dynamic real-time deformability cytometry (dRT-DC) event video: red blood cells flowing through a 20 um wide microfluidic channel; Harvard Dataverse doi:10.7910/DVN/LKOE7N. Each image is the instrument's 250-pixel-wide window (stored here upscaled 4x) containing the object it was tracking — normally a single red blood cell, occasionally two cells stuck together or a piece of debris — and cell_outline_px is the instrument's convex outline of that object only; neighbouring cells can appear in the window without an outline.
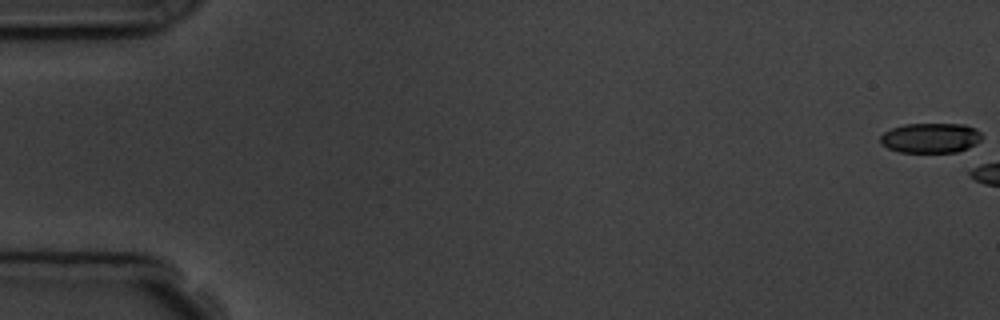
{"species": "common noctule bat (a hibernating species)", "species_latin": "Nyctalus noctula", "temperature_condition": "room temperature", "stored_images_in_passage": 3, "camera_frame_rate_fps": 3000, "um_per_image_px": 0.085, "animal": {"sex": "male", "body_mass_g": 19.5, "forearm_length_mm": 54.6}, "frame": {"image": 1, "passage_image": 1, "time_ms": 0.0, "image_size_px": [1000, 320], "cell_outline_px": [[984, 136], [976, 144], [968, 148], [956, 152], [900, 152], [888, 148], [880, 144], [880, 136], [884, 132], [892, 128], [904, 124], [964, 124], [976, 128]], "centroid_in_image_um": [79.11, 11.72], "position_along_channel_um": 5.9, "area_um2": 17.86}}